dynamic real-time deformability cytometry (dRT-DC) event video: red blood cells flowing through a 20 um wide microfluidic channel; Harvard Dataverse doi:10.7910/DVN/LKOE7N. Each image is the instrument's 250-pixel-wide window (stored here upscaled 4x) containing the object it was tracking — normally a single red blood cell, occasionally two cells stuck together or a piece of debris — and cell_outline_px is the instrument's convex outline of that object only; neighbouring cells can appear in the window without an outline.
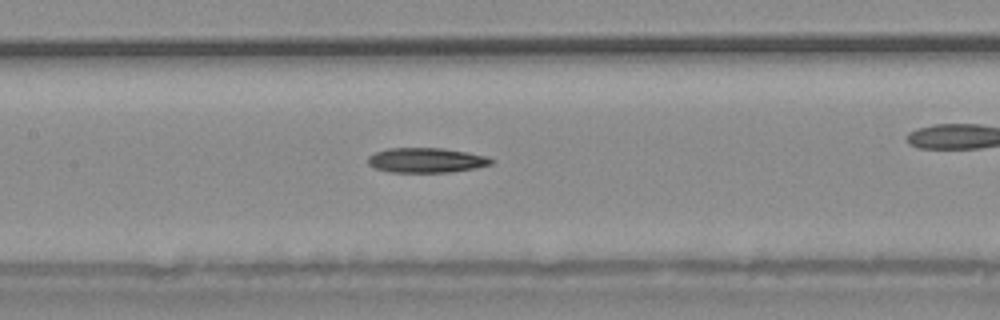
{"species": "common noctule bat (a hibernating species)", "species_latin": "Nyctalus noctula", "temperature_condition": "warm", "stored_images_in_passage": 31, "camera_frame_rate_fps": 3000, "um_per_image_px": 0.085, "animal": {"sex": "male", "body_mass_g": 20.4}, "frame": {"image": 1, "passage_image": 18, "time_ms": 5.667, "image_size_px": [1000, 320], "cell_outline_px": [[496, 160], [492, 164], [476, 168], [448, 172], [388, 172], [376, 168], [368, 164], [368, 156], [376, 152], [388, 148], [444, 148], [468, 152], [488, 156]], "centroid_in_image_um": [36.28, 13.61], "position_along_channel_um": 171.1, "area_um2": 17.98}}